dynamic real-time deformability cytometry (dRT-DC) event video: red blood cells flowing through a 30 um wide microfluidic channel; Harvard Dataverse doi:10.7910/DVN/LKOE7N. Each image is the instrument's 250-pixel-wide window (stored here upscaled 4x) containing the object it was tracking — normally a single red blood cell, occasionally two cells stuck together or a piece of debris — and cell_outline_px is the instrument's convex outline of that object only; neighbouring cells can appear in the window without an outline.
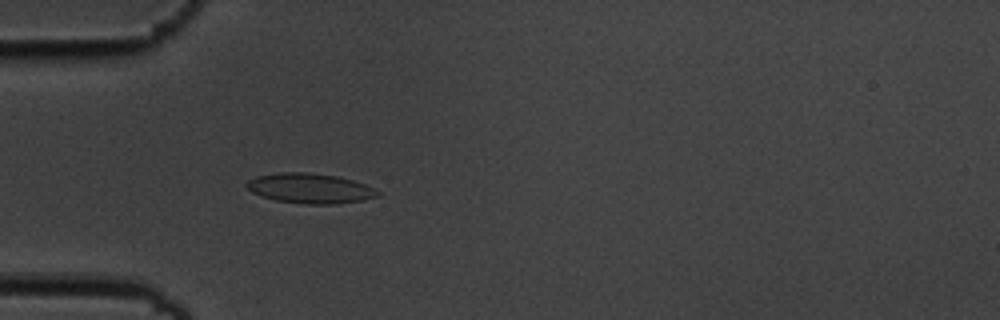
{"species": "common noctule bat (a hibernating species)", "species_latin": "Nyctalus noctula", "temperature_condition": "cold", "stored_images_in_passage": 55, "camera_frame_rate_fps": 3000, "um_per_image_px": 0.085, "animal": {"sex": "male", "body_mass_g": 19.5, "forearm_length_mm": 54.6}, "frame": {"image": 1, "passage_image": 17, "time_ms": 5.333, "image_size_px": [1000, 320], "cell_outline_px": [[380, 196], [364, 200], [332, 204], [304, 204], [276, 200], [252, 192], [244, 184], [248, 180], [256, 176], [280, 172], [308, 172], [336, 176], [352, 180], [364, 184], [380, 192]], "centroid_in_image_um": [26.35, 16.0], "position_along_channel_um": 58.7, "area_um2": 22.77}}
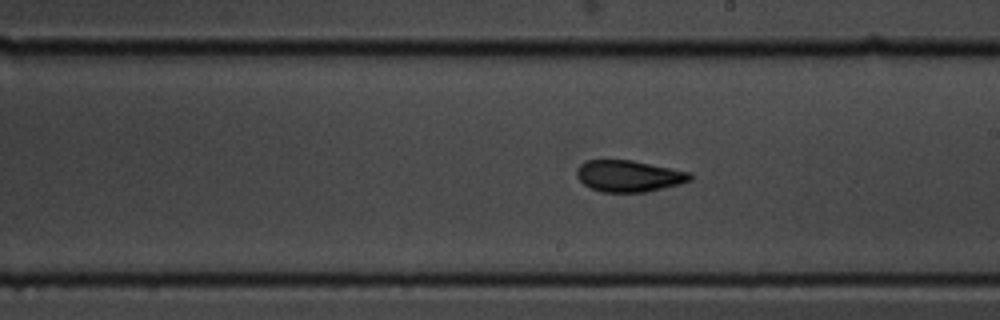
{"frame": {"image": 2, "passage_image": 32, "time_ms": 10.333, "image_size_px": [1000, 320], "cell_outline_px": [[692, 180], [680, 184], [644, 192], [600, 192], [584, 184], [576, 176], [576, 172], [580, 164], [588, 160], [632, 160], [692, 172]], "centroid_in_image_um": [53.47, 14.96], "position_along_channel_um": 235.5, "area_um2": 20.81}}
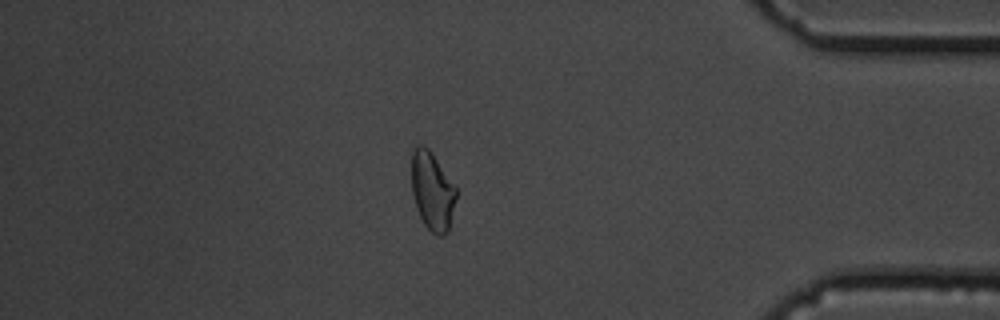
{"frame": {"image": 3, "passage_image": 48, "time_ms": 15.667, "image_size_px": [1000, 320], "cell_outline_px": [[456, 196], [448, 232], [444, 236], [436, 236], [424, 224], [416, 208], [412, 196], [412, 152], [420, 144], [424, 144], [432, 152], [456, 188]], "centroid_in_image_um": [36.73, 16.25], "position_along_channel_um": 398.5, "area_um2": 20.29}, "authors_computed_cell_mechanics": {"area_um2": 20.9814, "velocity_mm_per_s": 3.6375, "shape_relaxation_time_tau1_ms": 9.48, "shape_relaxation_time_tau2_ms": 2.5412, "deformation_change_tau1": 0.1929, "deformation_change_tau2": 0.069}}